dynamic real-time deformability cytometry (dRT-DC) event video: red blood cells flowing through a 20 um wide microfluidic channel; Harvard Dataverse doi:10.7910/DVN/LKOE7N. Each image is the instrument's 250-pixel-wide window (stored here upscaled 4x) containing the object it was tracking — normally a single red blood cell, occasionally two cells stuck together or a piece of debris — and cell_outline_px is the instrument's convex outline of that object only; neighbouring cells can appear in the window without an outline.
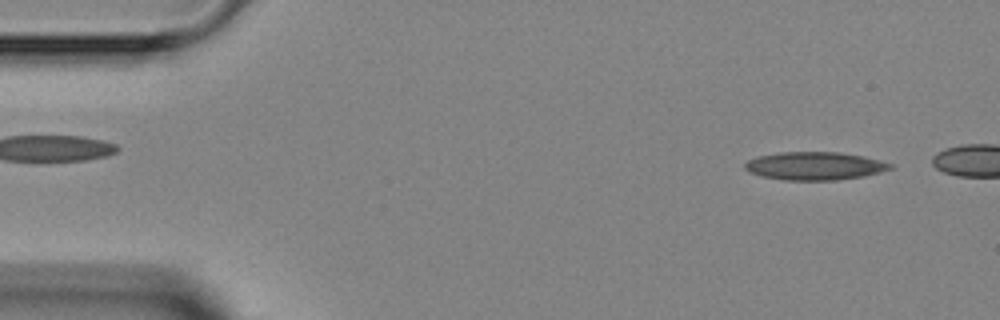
{"species": "Egyptian fruit bat (a non-hibernating species)", "species_latin": "Rousettus aegyptiacus", "temperature_condition": "room temperature", "stored_images_in_passage": 2, "camera_frame_rate_fps": 3000, "um_per_image_px": 0.085, "animal": {"sex": "female"}, "frame": {"image": 1, "passage_image": 1, "time_ms": 0.0, "image_size_px": [1000, 320], "cell_outline_px": [[892, 168], [880, 172], [864, 176], [836, 180], [784, 180], [760, 176], [748, 172], [744, 168], [744, 164], [748, 160], [756, 156], [780, 152], [840, 152], [860, 156], [892, 164]], "centroid_in_image_um": [69.17, 14.11], "position_along_channel_um": 15.8, "area_um2": 23.7}}